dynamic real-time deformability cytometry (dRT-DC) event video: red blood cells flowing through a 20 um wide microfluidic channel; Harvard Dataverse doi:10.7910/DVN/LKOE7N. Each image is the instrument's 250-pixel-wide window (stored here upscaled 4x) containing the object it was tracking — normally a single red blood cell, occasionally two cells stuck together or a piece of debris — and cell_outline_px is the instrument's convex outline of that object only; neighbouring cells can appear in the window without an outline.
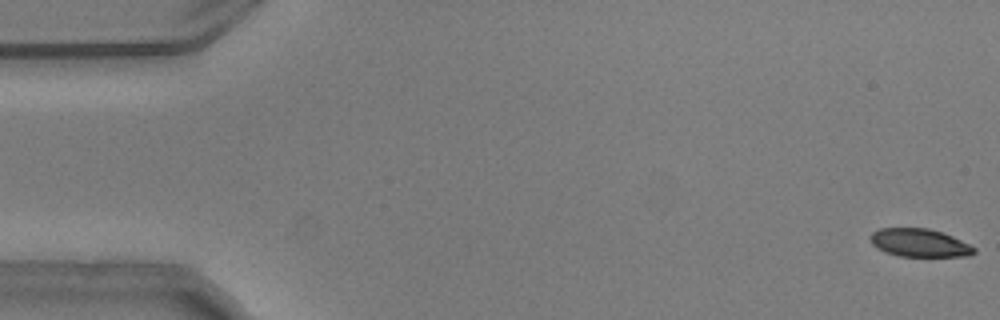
{"species": "common noctule bat (a hibernating species)", "species_latin": "Nyctalus noctula", "temperature_condition": "warm", "stored_images_in_passage": 41, "camera_frame_rate_fps": 3000, "um_per_image_px": 0.085, "animal": {"sex": "male", "body_mass_g": 20.5, "forearm_length_mm": 52.5}, "frame": {"image": 1, "passage_image": 1, "time_ms": 0.0, "image_size_px": [1000, 320], "cell_outline_px": [[976, 252], [972, 256], [900, 256], [884, 252], [876, 248], [872, 244], [868, 236], [872, 232], [880, 228], [928, 228], [952, 236], [976, 248]], "centroid_in_image_um": [78.12, 20.64], "position_along_channel_um": 6.9, "area_um2": 17.05}}
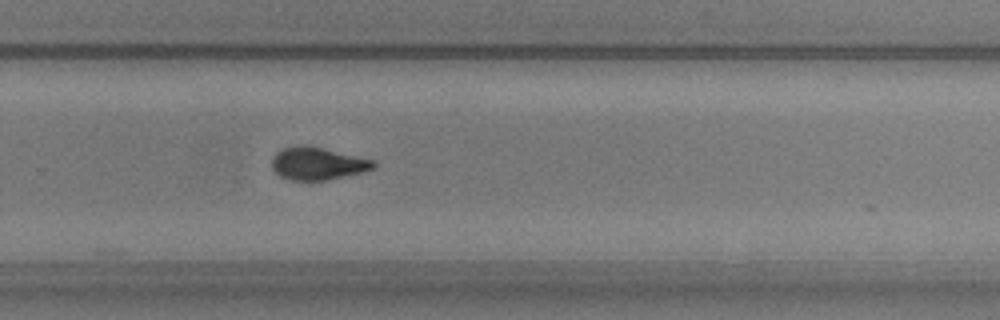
{"frame": {"image": 2, "passage_image": 35, "time_ms": 11.333, "image_size_px": [1000, 320], "cell_outline_px": [[376, 168], [364, 172], [328, 180], [292, 180], [280, 176], [272, 168], [272, 156], [280, 148], [300, 144], [304, 144], [324, 148], [376, 160]], "centroid_in_image_um": [27.01, 13.88], "position_along_channel_um": 302.8, "area_um2": 19.71}}
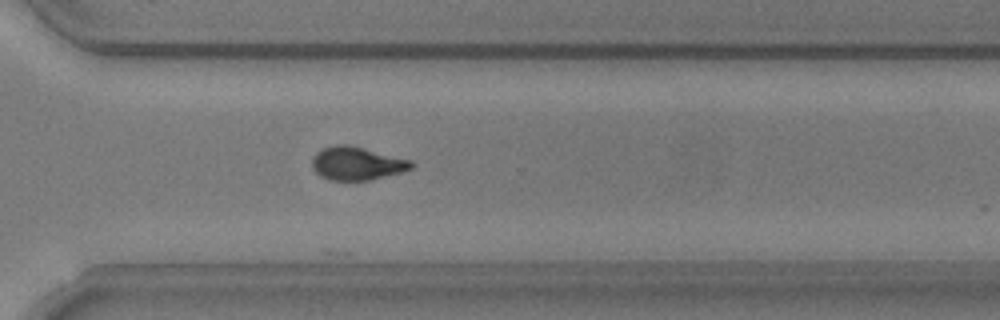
{"frame": {"image": 3, "passage_image": 38, "time_ms": 12.333, "image_size_px": [1000, 320], "cell_outline_px": [[416, 164], [412, 168], [400, 172], [368, 180], [328, 180], [320, 176], [312, 168], [312, 160], [316, 152], [324, 148], [336, 144], [348, 144], [412, 160]], "centroid_in_image_um": [30.33, 13.88], "position_along_channel_um": 340.3, "area_um2": 19.19}, "authors_computed_cell_mechanics": {"area_um2": 19.1896, "velocity_mm_per_s": 3.7475, "shape_relaxation_time_tau1_ms": 4.1529, "shape_relaxation_time_tau2_ms": 2.0237, "deformation_change_tau1": 0.132, "deformation_change_tau2": 0.0771}}